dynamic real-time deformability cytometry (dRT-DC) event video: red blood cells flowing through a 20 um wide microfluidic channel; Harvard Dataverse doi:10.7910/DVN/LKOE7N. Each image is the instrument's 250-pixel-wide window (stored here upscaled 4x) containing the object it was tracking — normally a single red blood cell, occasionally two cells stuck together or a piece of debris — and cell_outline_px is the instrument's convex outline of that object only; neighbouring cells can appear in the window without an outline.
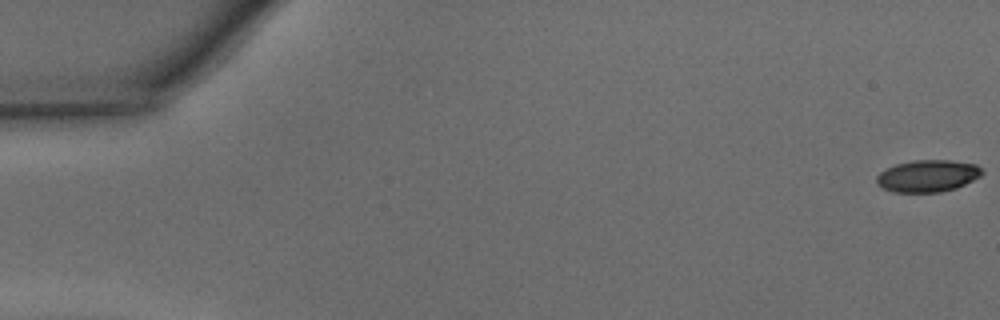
{"species": "common noctule bat (a hibernating species)", "species_latin": "Nyctalus noctula", "temperature_condition": "warm", "stored_images_in_passage": 8, "camera_frame_rate_fps": 3000, "um_per_image_px": 0.085, "animal": {"sex": "male", "body_mass_g": 15.6}, "frame": {"image": 1, "passage_image": 1, "time_ms": 0.0, "image_size_px": [1000, 320], "cell_outline_px": [[984, 172], [980, 176], [956, 188], [940, 192], [892, 192], [876, 184], [876, 176], [880, 172], [896, 164], [912, 160], [952, 160], [976, 164]], "centroid_in_image_um": [78.84, 14.95], "position_along_channel_um": 6.2, "area_um2": 19.65}}